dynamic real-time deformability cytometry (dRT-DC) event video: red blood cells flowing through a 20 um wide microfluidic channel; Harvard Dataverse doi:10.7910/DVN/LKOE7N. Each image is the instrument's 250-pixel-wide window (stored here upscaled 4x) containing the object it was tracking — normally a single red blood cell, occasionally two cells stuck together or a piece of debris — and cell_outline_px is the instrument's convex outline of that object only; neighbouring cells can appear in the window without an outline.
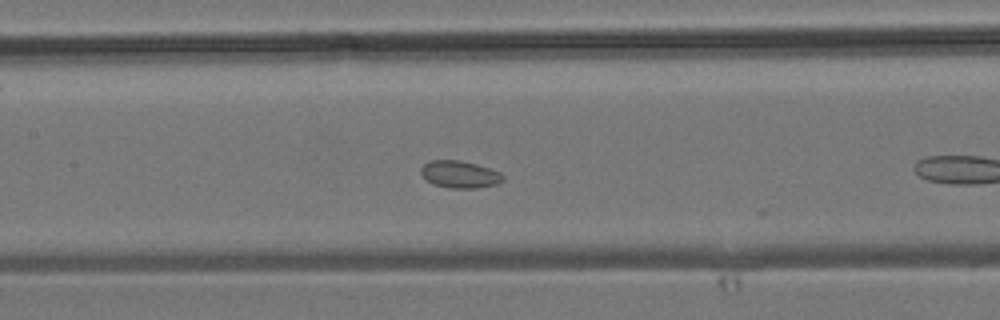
{"species": "common noctule bat (a hibernating species)", "species_latin": "Nyctalus noctula", "temperature_condition": "room temperature", "stored_images_in_passage": 15, "camera_frame_rate_fps": 3000, "um_per_image_px": 0.085, "animal": {"sex": "male", "body_mass_g": 19.2, "forearm_length_mm": 51.8}, "frame": {"image": 1, "passage_image": 10, "time_ms": 3.0, "image_size_px": [1000, 320], "cell_outline_px": [[504, 180], [496, 184], [476, 188], [448, 188], [432, 184], [420, 172], [420, 168], [424, 164], [432, 160], [460, 160], [476, 164], [500, 172], [504, 176]], "centroid_in_image_um": [39.08, 14.82], "position_along_channel_um": 168.3, "area_um2": 12.95}}